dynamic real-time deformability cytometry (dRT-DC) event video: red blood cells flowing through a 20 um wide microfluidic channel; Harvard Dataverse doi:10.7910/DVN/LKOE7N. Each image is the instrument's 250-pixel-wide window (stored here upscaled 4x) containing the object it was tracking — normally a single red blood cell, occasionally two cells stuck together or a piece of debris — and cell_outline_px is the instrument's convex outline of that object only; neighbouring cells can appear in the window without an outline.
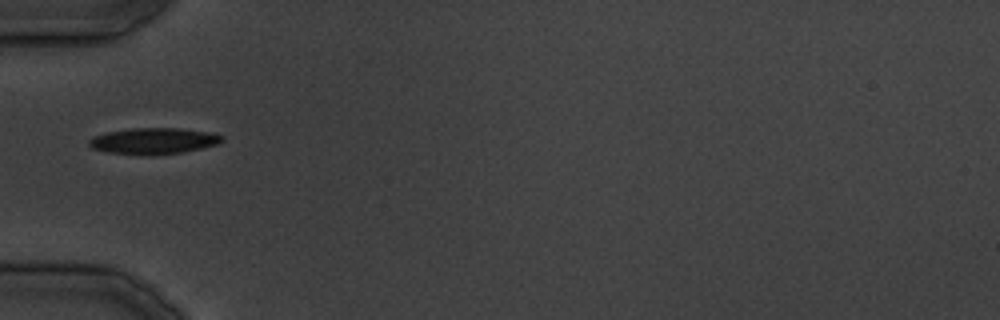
{"species": "common noctule bat (a hibernating species)", "species_latin": "Nyctalus noctula", "temperature_condition": "cold", "stored_images_in_passage": 25, "camera_frame_rate_fps": 3000, "um_per_image_px": 0.085, "animal": {"sex": "male", "body_mass_g": 19.5, "forearm_length_mm": 54.6}, "frame": {"image": 1, "passage_image": 1, "time_ms": 0.0, "image_size_px": [1000, 320], "cell_outline_px": [[224, 140], [216, 144], [184, 152], [148, 156], [108, 152], [92, 148], [88, 144], [88, 140], [92, 136], [108, 132], [132, 128], [180, 128], [208, 132], [224, 136]], "centroid_in_image_um": [13.03, 11.98], "position_along_channel_um": 72.0, "area_um2": 20.35}}
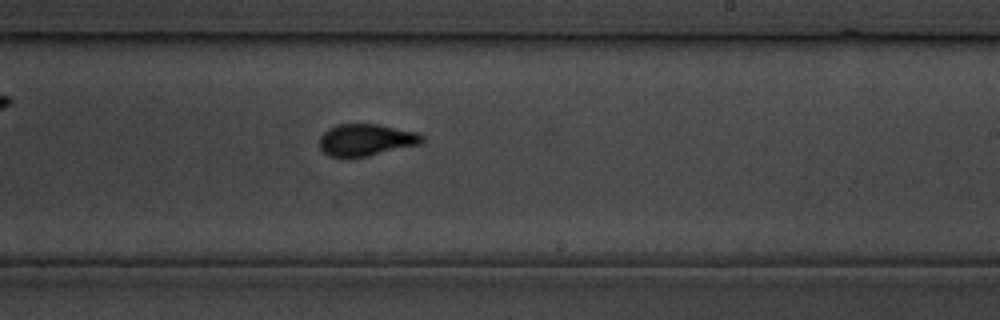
{"frame": {"image": 2, "passage_image": 11, "time_ms": 12.333, "image_size_px": [1000, 320], "cell_outline_px": [[424, 140], [420, 144], [368, 156], [328, 156], [320, 148], [320, 136], [328, 128], [336, 124], [380, 124], [420, 132], [424, 136]], "centroid_in_image_um": [31.15, 11.86], "position_along_channel_um": 257.8, "area_um2": 19.13}}
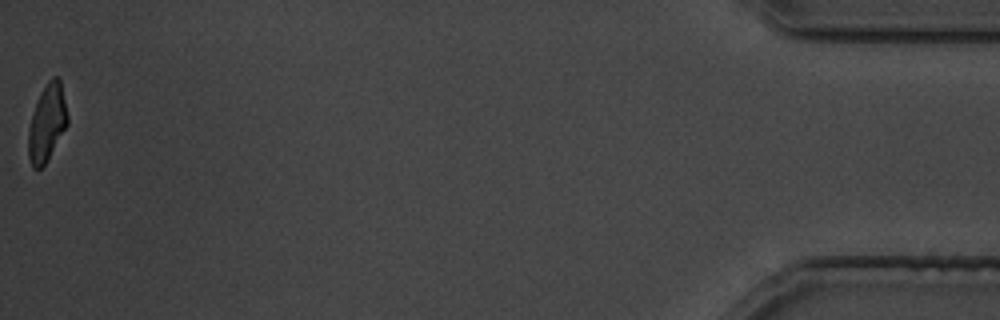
{"frame": {"image": 3, "passage_image": 25, "time_ms": 29.667, "image_size_px": [1000, 320], "cell_outline_px": [[68, 124], [44, 164], [40, 168], [32, 168], [28, 156], [28, 132], [32, 112], [40, 92], [48, 80], [52, 76], [56, 76], [60, 80], [68, 116]], "centroid_in_image_um": [3.98, 10.41], "position_along_channel_um": 431.2, "area_um2": 17.4}}